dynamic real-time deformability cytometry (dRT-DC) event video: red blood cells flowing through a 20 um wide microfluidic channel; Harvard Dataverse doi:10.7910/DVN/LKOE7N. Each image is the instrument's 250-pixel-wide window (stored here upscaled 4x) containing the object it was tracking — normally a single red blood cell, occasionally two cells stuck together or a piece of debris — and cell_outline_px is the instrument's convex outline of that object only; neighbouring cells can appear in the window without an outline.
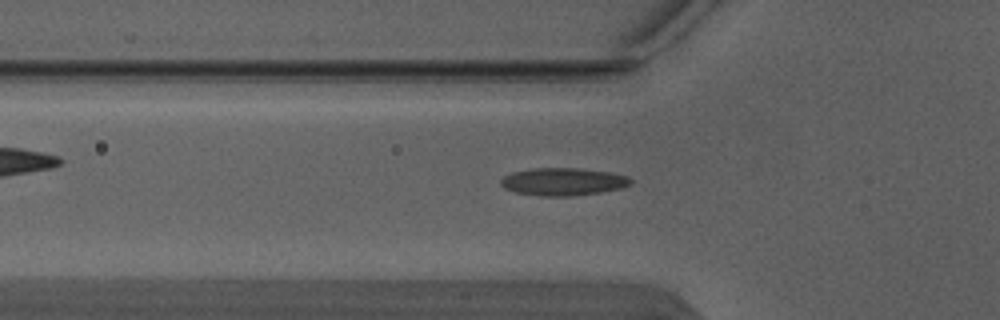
{"species": "Egyptian fruit bat (a non-hibernating species)", "species_latin": "Rousettus aegyptiacus", "temperature_condition": "warm", "stored_images_in_passage": 4, "camera_frame_rate_fps": 3000, "um_per_image_px": 0.085, "animal": {"sex": "male"}, "frame": {"image": 1, "passage_image": 3, "time_ms": 0.667, "image_size_px": [1000, 320], "cell_outline_px": [[632, 184], [620, 188], [600, 192], [572, 196], [540, 196], [516, 192], [504, 188], [500, 184], [500, 180], [504, 176], [512, 172], [532, 168], [580, 168], [608, 172], [628, 176], [632, 180]], "centroid_in_image_um": [47.85, 15.44], "position_along_channel_um": 78.0, "area_um2": 20.92}}
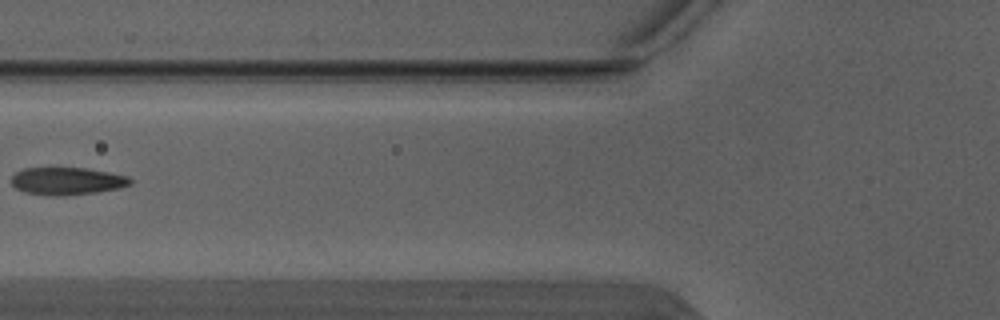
{"frame": {"image": 2, "passage_image": 4, "time_ms": 1.0, "image_size_px": [1000, 320], "cell_outline_px": [[132, 184], [120, 188], [96, 192], [64, 196], [56, 196], [24, 192], [16, 188], [12, 184], [12, 176], [16, 172], [24, 168], [88, 168], [128, 176], [132, 180]], "centroid_in_image_um": [5.72, 15.39], "position_along_channel_um": 120.1, "area_um2": 19.07}}